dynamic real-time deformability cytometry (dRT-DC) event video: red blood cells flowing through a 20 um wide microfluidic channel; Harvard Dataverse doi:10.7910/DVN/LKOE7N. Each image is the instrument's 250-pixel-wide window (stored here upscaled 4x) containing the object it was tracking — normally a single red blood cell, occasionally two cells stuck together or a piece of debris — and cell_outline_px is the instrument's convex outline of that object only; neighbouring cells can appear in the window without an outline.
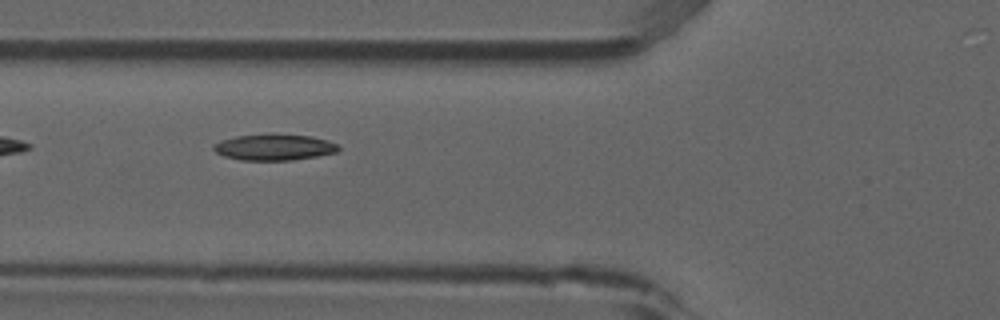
{"species": "common noctule bat (a hibernating species)", "species_latin": "Nyctalus noctula", "temperature_condition": "room temperature", "stored_images_in_passage": 5, "camera_frame_rate_fps": 3000, "um_per_image_px": 0.085, "animal": {"sex": "male", "forearm_length_mm": 52.5}, "frame": {"image": 1, "passage_image": 5, "time_ms": 1.333, "image_size_px": [1000, 320], "cell_outline_px": [[340, 148], [336, 152], [316, 156], [292, 160], [240, 160], [224, 156], [216, 152], [212, 148], [212, 144], [236, 136], [312, 136], [328, 140], [340, 144]], "centroid_in_image_um": [23.33, 12.55], "position_along_channel_um": 102.5, "area_um2": 18.38}}